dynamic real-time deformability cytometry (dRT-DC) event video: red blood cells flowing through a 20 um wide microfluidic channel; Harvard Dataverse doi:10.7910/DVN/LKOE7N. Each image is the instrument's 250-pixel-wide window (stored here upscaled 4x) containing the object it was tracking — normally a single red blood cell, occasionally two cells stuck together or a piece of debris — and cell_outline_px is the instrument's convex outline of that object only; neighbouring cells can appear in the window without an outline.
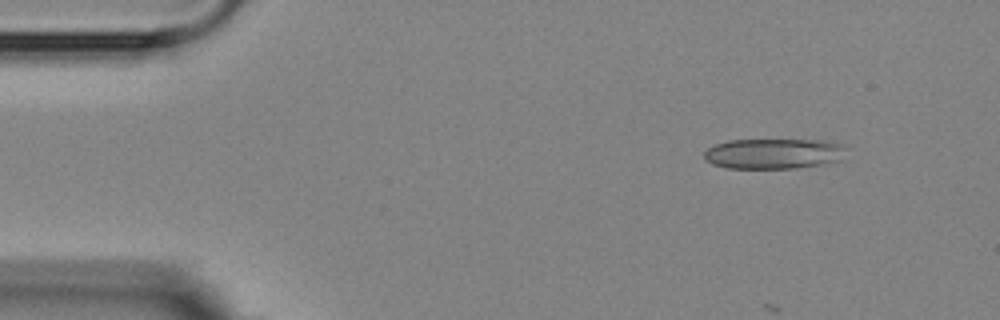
{"species": "Egyptian fruit bat (a non-hibernating species)", "species_latin": "Rousettus aegyptiacus", "temperature_condition": "room temperature", "stored_images_in_passage": 5, "camera_frame_rate_fps": 3000, "um_per_image_px": 0.085, "animal": {"sex": "female"}, "frame": {"image": 1, "passage_image": 1, "time_ms": 0.0, "image_size_px": [1000, 320], "cell_outline_px": [[848, 148], [840, 160], [828, 164], [796, 168], [728, 168], [712, 164], [704, 160], [704, 152], [708, 148], [716, 144], [728, 140], [824, 140], [840, 144]], "centroid_in_image_um": [65.78, 13.06], "position_along_channel_um": 19.2, "area_um2": 25.37}}
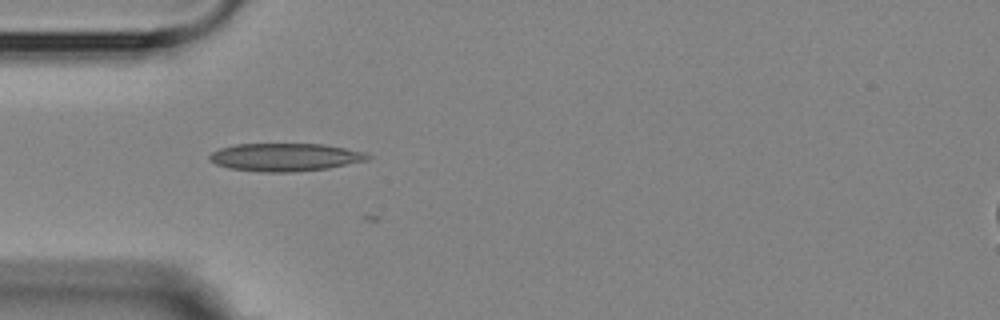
{"frame": {"image": 2, "passage_image": 4, "time_ms": 3.333, "image_size_px": [1000, 320], "cell_outline_px": [[372, 156], [368, 160], [328, 168], [292, 172], [260, 172], [228, 168], [216, 164], [208, 160], [208, 156], [212, 152], [220, 148], [236, 144], [324, 144], [368, 152]], "centroid_in_image_um": [24.25, 13.36], "position_along_channel_um": 60.8, "area_um2": 25.95}}